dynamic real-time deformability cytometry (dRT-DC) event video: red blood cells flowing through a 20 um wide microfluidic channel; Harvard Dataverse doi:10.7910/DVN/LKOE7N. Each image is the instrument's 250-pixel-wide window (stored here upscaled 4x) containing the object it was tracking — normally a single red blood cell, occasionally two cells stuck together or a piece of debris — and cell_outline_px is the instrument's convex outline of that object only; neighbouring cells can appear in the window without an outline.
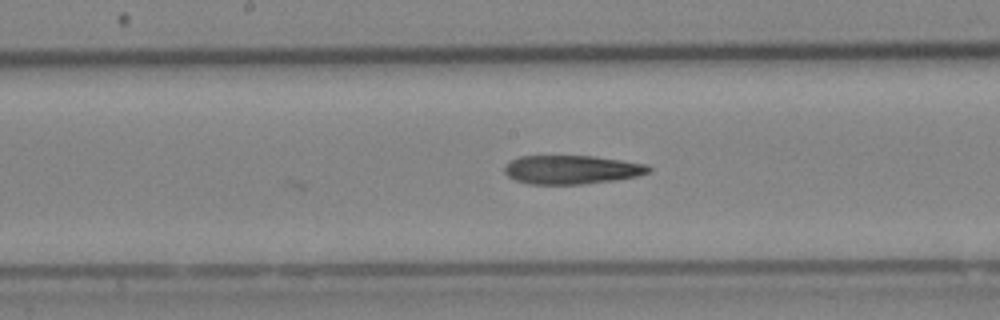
{"species": "Egyptian fruit bat (a non-hibernating species)", "species_latin": "Rousettus aegyptiacus", "temperature_condition": "cold", "stored_images_in_passage": 19, "camera_frame_rate_fps": 3000, "um_per_image_px": 0.085, "animal": {"sex": "female"}, "frame": {"image": 1, "passage_image": 19, "time_ms": 6.0, "image_size_px": [1000, 320], "cell_outline_px": [[652, 172], [636, 176], [616, 180], [580, 184], [528, 184], [516, 180], [508, 176], [504, 172], [504, 164], [520, 156], [596, 156], [648, 164], [652, 168]], "centroid_in_image_um": [48.62, 14.41], "position_along_channel_um": 199.6, "area_um2": 24.33}}